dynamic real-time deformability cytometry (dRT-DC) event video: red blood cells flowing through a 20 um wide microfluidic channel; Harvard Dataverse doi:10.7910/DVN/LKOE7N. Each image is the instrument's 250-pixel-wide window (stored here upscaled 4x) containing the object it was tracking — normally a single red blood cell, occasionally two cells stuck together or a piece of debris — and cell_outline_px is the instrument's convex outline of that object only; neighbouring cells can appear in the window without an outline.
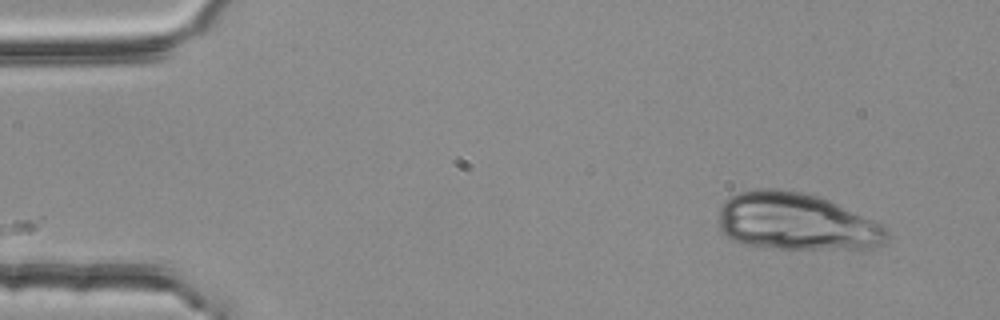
{"species": "common noctule bat (a hibernating species)", "species_latin": "Nyctalus noctula", "temperature_condition": "room temperature", "stored_images_in_passage": 48, "camera_frame_rate_fps": 3000, "um_per_image_px": 0.085, "animal": {"sex": "female", "body_mass_g": 25.1}, "frame": {"image": 1, "passage_image": 1, "time_ms": 0.0, "image_size_px": [1000, 320], "cell_outline_px": [[888, 240], [872, 248], [780, 248], [748, 244], [736, 240], [728, 236], [720, 228], [720, 208], [724, 200], [740, 192], [756, 188], [772, 188], [800, 192], [816, 196], [828, 200], [884, 224], [888, 228]], "centroid_in_image_um": [67.72, 18.83], "position_along_channel_um": 17.3, "area_um2": 55.49}}
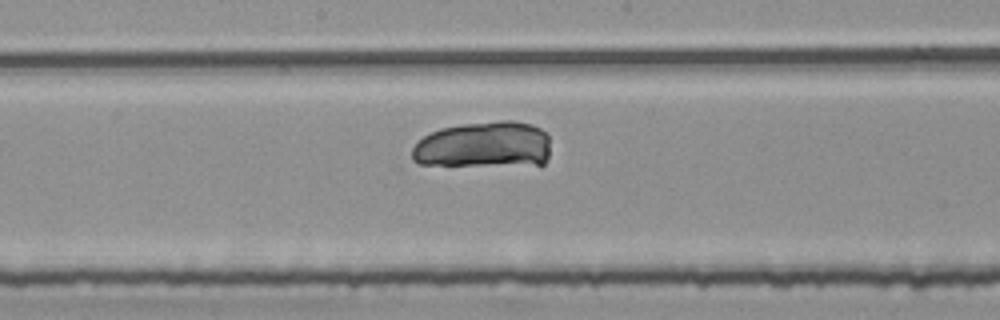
{"frame": {"image": 2, "passage_image": 22, "time_ms": 7.0, "image_size_px": [1000, 320], "cell_outline_px": [[548, 156], [544, 164], [540, 168], [420, 164], [412, 160], [412, 148], [424, 136], [440, 128], [464, 124], [500, 120], [512, 120], [532, 124], [540, 128], [548, 136]], "centroid_in_image_um": [41.2, 12.36], "position_along_channel_um": 207.0, "area_um2": 38.61}}
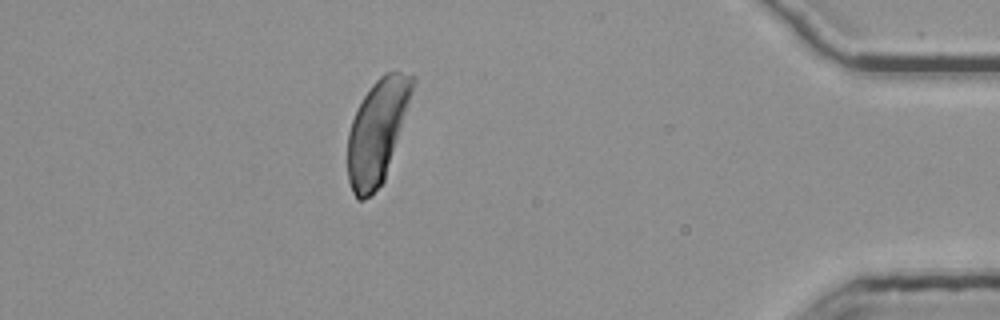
{"frame": {"image": 3, "passage_image": 42, "time_ms": 13.667, "image_size_px": [1000, 320], "cell_outline_px": [[416, 80], [384, 180], [372, 196], [364, 200], [356, 200], [352, 192], [348, 180], [348, 132], [352, 120], [364, 96], [372, 84], [384, 72], [400, 72], [416, 76]], "centroid_in_image_um": [32.04, 11.19], "position_along_channel_um": 403.2, "area_um2": 38.55}}